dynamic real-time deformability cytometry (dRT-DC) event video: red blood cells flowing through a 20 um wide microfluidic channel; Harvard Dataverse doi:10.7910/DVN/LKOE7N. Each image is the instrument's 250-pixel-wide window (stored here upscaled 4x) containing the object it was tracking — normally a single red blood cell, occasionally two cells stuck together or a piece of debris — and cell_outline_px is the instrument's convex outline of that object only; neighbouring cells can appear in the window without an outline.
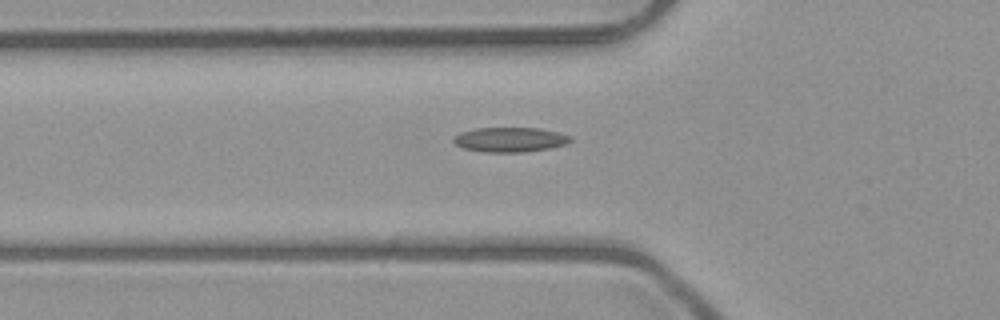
{"species": "common noctule bat (a hibernating species)", "species_latin": "Nyctalus noctula", "temperature_condition": "room temperature", "stored_images_in_passage": 5, "camera_frame_rate_fps": 3000, "um_per_image_px": 0.085, "animal": {"sex": "male", "body_mass_g": 23.1, "forearm_length_mm": 52.7}, "frame": {"image": 1, "passage_image": 5, "time_ms": 4.333, "image_size_px": [1000, 320], "cell_outline_px": [[572, 140], [564, 144], [548, 148], [524, 152], [484, 152], [464, 148], [456, 144], [452, 140], [460, 132], [476, 128], [540, 128], [572, 136]], "centroid_in_image_um": [43.34, 11.86], "position_along_channel_um": 82.5, "area_um2": 16.65}}